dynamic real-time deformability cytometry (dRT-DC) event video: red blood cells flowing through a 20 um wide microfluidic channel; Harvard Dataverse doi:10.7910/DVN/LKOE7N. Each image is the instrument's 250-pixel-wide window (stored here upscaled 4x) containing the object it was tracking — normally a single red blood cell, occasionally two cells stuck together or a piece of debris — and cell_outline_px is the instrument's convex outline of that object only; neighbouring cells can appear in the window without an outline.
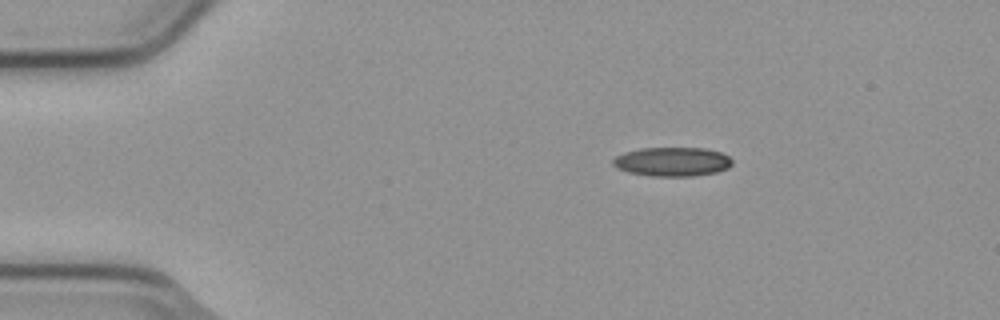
{"species": "common noctule bat (a hibernating species)", "species_latin": "Nyctalus noctula", "temperature_condition": "cold", "stored_images_in_passage": 3, "camera_frame_rate_fps": 3000, "um_per_image_px": 0.085, "animal": {"sex": "male", "body_mass_g": 23.1, "forearm_length_mm": 52.7}, "frame": {"image": 1, "passage_image": 1, "time_ms": 0.0, "image_size_px": [1000, 320], "cell_outline_px": [[732, 164], [728, 168], [716, 172], [696, 176], [652, 176], [628, 172], [616, 168], [612, 164], [612, 160], [616, 156], [624, 152], [640, 148], [704, 148], [720, 152], [728, 156], [732, 160]], "centroid_in_image_um": [57.13, 13.74], "position_along_channel_um": 27.9, "area_um2": 20.29}}
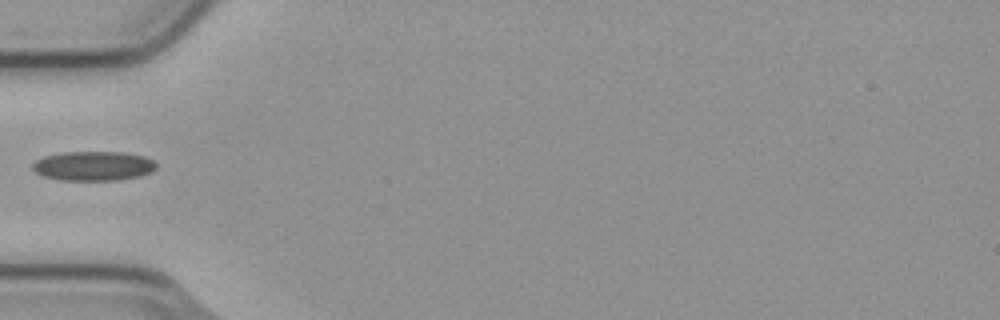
{"frame": {"image": 2, "passage_image": 3, "time_ms": 0.667, "image_size_px": [1000, 320], "cell_outline_px": [[156, 168], [152, 172], [140, 176], [120, 180], [60, 180], [44, 176], [36, 172], [32, 168], [32, 164], [36, 160], [44, 156], [64, 152], [124, 152], [144, 156], [152, 160], [156, 164]], "centroid_in_image_um": [7.95, 14.11], "position_along_channel_um": 77.0, "area_um2": 21.27}}